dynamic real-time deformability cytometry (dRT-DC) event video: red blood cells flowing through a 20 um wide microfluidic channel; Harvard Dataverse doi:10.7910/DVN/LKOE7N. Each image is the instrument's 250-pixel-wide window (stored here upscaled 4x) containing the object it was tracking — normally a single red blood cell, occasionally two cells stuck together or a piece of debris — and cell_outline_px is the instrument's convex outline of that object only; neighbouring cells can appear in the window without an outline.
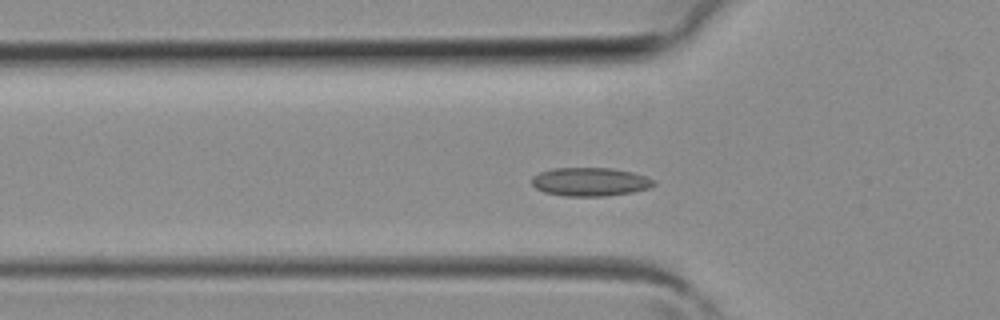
{"species": "common noctule bat (a hibernating species)", "species_latin": "Nyctalus noctula", "temperature_condition": "room temperature", "stored_images_in_passage": 32, "camera_frame_rate_fps": 3000, "um_per_image_px": 0.085, "animal": {"sex": "female", "body_mass_g": 19.3, "forearm_length_mm": 54.1}, "frame": {"image": 1, "passage_image": 13, "time_ms": 4.0, "image_size_px": [1000, 320], "cell_outline_px": [[656, 184], [648, 188], [632, 192], [604, 196], [564, 196], [544, 192], [536, 188], [532, 184], [532, 176], [540, 172], [552, 168], [612, 168], [632, 172], [648, 176], [656, 180]], "centroid_in_image_um": [50.18, 15.45], "position_along_channel_um": 75.6, "area_um2": 20.4}}
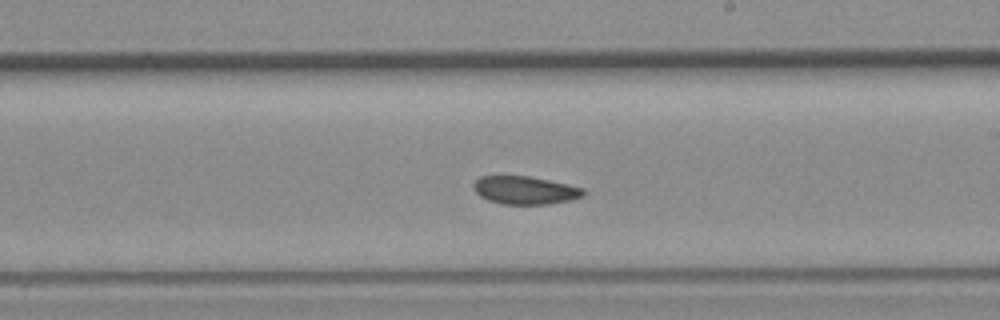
{"frame": {"image": 2, "passage_image": 23, "time_ms": 7.333, "image_size_px": [1000, 320], "cell_outline_px": [[584, 196], [568, 200], [548, 204], [500, 204], [488, 200], [480, 196], [472, 188], [472, 184], [480, 176], [528, 176], [568, 184], [584, 188]], "centroid_in_image_um": [44.59, 16.17], "position_along_channel_um": 244.4, "area_um2": 17.92}}
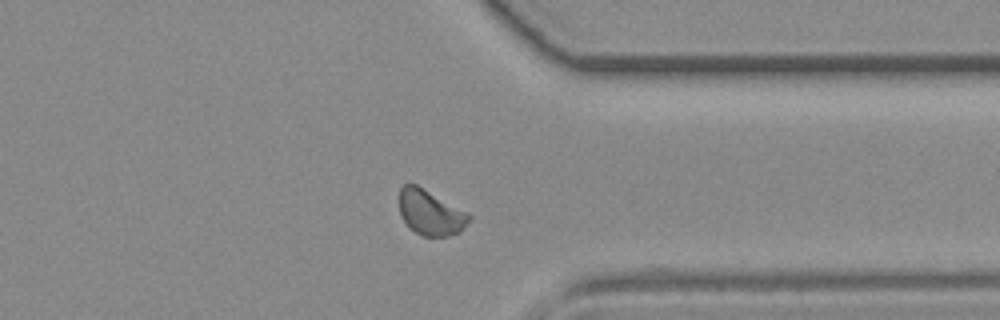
{"frame": {"image": 3, "passage_image": 31, "time_ms": 10.0, "image_size_px": [1000, 320], "cell_outline_px": [[472, 216], [460, 232], [448, 236], [420, 236], [408, 228], [400, 216], [400, 188], [404, 184], [416, 184], [468, 212]], "centroid_in_image_um": [36.57, 18.09], "position_along_channel_um": 374.8, "area_um2": 18.5}}